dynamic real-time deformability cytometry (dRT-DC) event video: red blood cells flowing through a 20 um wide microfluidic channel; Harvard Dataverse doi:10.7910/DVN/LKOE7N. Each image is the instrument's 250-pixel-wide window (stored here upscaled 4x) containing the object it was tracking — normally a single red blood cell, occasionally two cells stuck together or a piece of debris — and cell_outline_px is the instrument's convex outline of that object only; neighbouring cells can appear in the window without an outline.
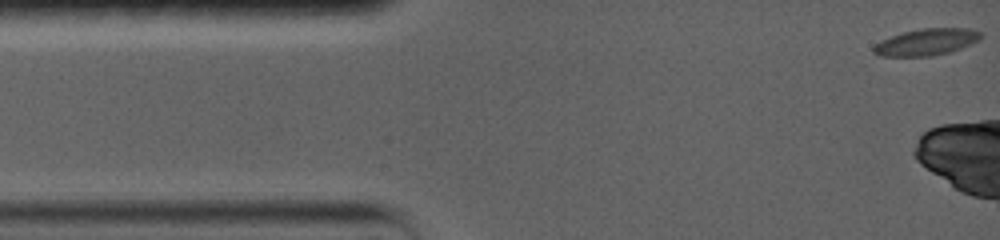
{"species": "common noctule bat (a hibernating species)", "species_latin": "Nyctalus noctula", "temperature_condition": "warm", "stored_images_in_passage": 4, "camera_frame_rate_fps": 5000, "um_per_image_px": 0.085, "animal": {"sex": "female", "body_mass_g": 19.0, "forearm_length_mm": 56.7}, "frame": {"image": 1, "passage_image": 1, "time_ms": 0.0, "image_size_px": [1000, 240], "cell_outline_px": [[980, 40], [972, 44], [948, 52], [932, 56], [880, 56], [872, 52], [872, 48], [880, 40], [904, 32], [920, 28], [968, 28], [980, 32]], "centroid_in_image_um": [78.73, 3.57], "position_along_channel_um": 6.3, "area_um2": 16.59}}